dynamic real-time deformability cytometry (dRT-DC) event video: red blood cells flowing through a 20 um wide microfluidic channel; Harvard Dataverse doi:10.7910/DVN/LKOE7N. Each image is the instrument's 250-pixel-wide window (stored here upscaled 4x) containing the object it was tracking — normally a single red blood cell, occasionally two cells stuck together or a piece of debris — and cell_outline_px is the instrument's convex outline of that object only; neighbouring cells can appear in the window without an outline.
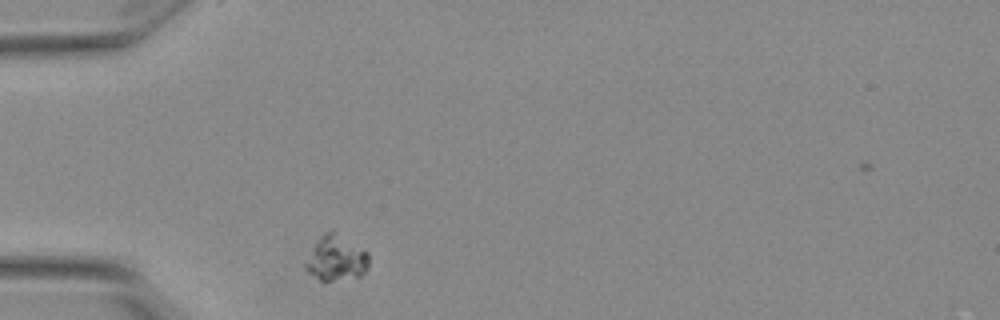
{"species": "Egyptian fruit bat (a non-hibernating species)", "species_latin": "Rousettus aegyptiacus", "temperature_condition": "warm", "stored_images_in_passage": 1, "camera_frame_rate_fps": 3000, "um_per_image_px": 0.085, "animal": {"sex": "female"}, "frame": {"image": 1, "passage_image": 1, "time_ms": 0.0, "image_size_px": [1000, 320], "cell_outline_px": [[368, 268], [360, 276], [332, 280], [320, 280], [308, 272], [304, 268], [304, 264], [320, 236], [324, 232], [332, 228], [368, 252]], "centroid_in_image_um": [28.58, 21.91], "position_along_channel_um": 56.4, "area_um2": 16.59}}